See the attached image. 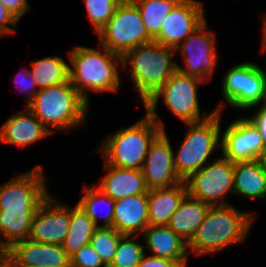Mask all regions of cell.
<instances>
[{"label": "cell", "mask_w": 266, "mask_h": 267, "mask_svg": "<svg viewBox=\"0 0 266 267\" xmlns=\"http://www.w3.org/2000/svg\"><path fill=\"white\" fill-rule=\"evenodd\" d=\"M166 131H162L151 143L141 169L149 190L168 188L182 182L174 167V150Z\"/></svg>", "instance_id": "cell-14"}, {"label": "cell", "mask_w": 266, "mask_h": 267, "mask_svg": "<svg viewBox=\"0 0 266 267\" xmlns=\"http://www.w3.org/2000/svg\"><path fill=\"white\" fill-rule=\"evenodd\" d=\"M210 207V204L187 194L171 216L168 226L188 243L203 222Z\"/></svg>", "instance_id": "cell-23"}, {"label": "cell", "mask_w": 266, "mask_h": 267, "mask_svg": "<svg viewBox=\"0 0 266 267\" xmlns=\"http://www.w3.org/2000/svg\"><path fill=\"white\" fill-rule=\"evenodd\" d=\"M137 267H181L177 262L164 258L146 256L142 258Z\"/></svg>", "instance_id": "cell-39"}, {"label": "cell", "mask_w": 266, "mask_h": 267, "mask_svg": "<svg viewBox=\"0 0 266 267\" xmlns=\"http://www.w3.org/2000/svg\"><path fill=\"white\" fill-rule=\"evenodd\" d=\"M0 267H22V266L19 265L10 255H8L1 263Z\"/></svg>", "instance_id": "cell-40"}, {"label": "cell", "mask_w": 266, "mask_h": 267, "mask_svg": "<svg viewBox=\"0 0 266 267\" xmlns=\"http://www.w3.org/2000/svg\"><path fill=\"white\" fill-rule=\"evenodd\" d=\"M221 133L222 156L231 162L259 159L265 148L259 129L248 117L235 119Z\"/></svg>", "instance_id": "cell-12"}, {"label": "cell", "mask_w": 266, "mask_h": 267, "mask_svg": "<svg viewBox=\"0 0 266 267\" xmlns=\"http://www.w3.org/2000/svg\"><path fill=\"white\" fill-rule=\"evenodd\" d=\"M49 135V130L26 107L5 120L0 128V143L24 149Z\"/></svg>", "instance_id": "cell-18"}, {"label": "cell", "mask_w": 266, "mask_h": 267, "mask_svg": "<svg viewBox=\"0 0 266 267\" xmlns=\"http://www.w3.org/2000/svg\"><path fill=\"white\" fill-rule=\"evenodd\" d=\"M139 8L142 21L149 35L154 39L172 8L180 0H132Z\"/></svg>", "instance_id": "cell-28"}, {"label": "cell", "mask_w": 266, "mask_h": 267, "mask_svg": "<svg viewBox=\"0 0 266 267\" xmlns=\"http://www.w3.org/2000/svg\"><path fill=\"white\" fill-rule=\"evenodd\" d=\"M234 194L245 199H266V170L260 160L234 163Z\"/></svg>", "instance_id": "cell-22"}, {"label": "cell", "mask_w": 266, "mask_h": 267, "mask_svg": "<svg viewBox=\"0 0 266 267\" xmlns=\"http://www.w3.org/2000/svg\"><path fill=\"white\" fill-rule=\"evenodd\" d=\"M122 234L113 227H97L90 239V244L101 257L104 265L112 263Z\"/></svg>", "instance_id": "cell-31"}, {"label": "cell", "mask_w": 266, "mask_h": 267, "mask_svg": "<svg viewBox=\"0 0 266 267\" xmlns=\"http://www.w3.org/2000/svg\"><path fill=\"white\" fill-rule=\"evenodd\" d=\"M19 76V77H18ZM16 77V85L20 92L25 93V107L34 99L39 89L34 81V78L30 72V69H22L19 75Z\"/></svg>", "instance_id": "cell-35"}, {"label": "cell", "mask_w": 266, "mask_h": 267, "mask_svg": "<svg viewBox=\"0 0 266 267\" xmlns=\"http://www.w3.org/2000/svg\"><path fill=\"white\" fill-rule=\"evenodd\" d=\"M18 22L19 20L0 2V34L3 37L15 34Z\"/></svg>", "instance_id": "cell-36"}, {"label": "cell", "mask_w": 266, "mask_h": 267, "mask_svg": "<svg viewBox=\"0 0 266 267\" xmlns=\"http://www.w3.org/2000/svg\"><path fill=\"white\" fill-rule=\"evenodd\" d=\"M99 48L76 46L68 56L72 66L69 68V80L82 98L90 105L88 92H118L120 86L121 56L112 53L99 44Z\"/></svg>", "instance_id": "cell-2"}, {"label": "cell", "mask_w": 266, "mask_h": 267, "mask_svg": "<svg viewBox=\"0 0 266 267\" xmlns=\"http://www.w3.org/2000/svg\"><path fill=\"white\" fill-rule=\"evenodd\" d=\"M43 176V166L37 165L6 181L0 186V209L37 210L50 194Z\"/></svg>", "instance_id": "cell-11"}, {"label": "cell", "mask_w": 266, "mask_h": 267, "mask_svg": "<svg viewBox=\"0 0 266 267\" xmlns=\"http://www.w3.org/2000/svg\"><path fill=\"white\" fill-rule=\"evenodd\" d=\"M256 212H242L235 206H211L187 247L194 256L216 254L235 243L244 242Z\"/></svg>", "instance_id": "cell-1"}, {"label": "cell", "mask_w": 266, "mask_h": 267, "mask_svg": "<svg viewBox=\"0 0 266 267\" xmlns=\"http://www.w3.org/2000/svg\"><path fill=\"white\" fill-rule=\"evenodd\" d=\"M207 20L196 28L175 51L183 56L185 66L180 67L177 63L179 73L198 77L205 82L212 79L216 64L219 63L217 53L216 34L208 30Z\"/></svg>", "instance_id": "cell-10"}, {"label": "cell", "mask_w": 266, "mask_h": 267, "mask_svg": "<svg viewBox=\"0 0 266 267\" xmlns=\"http://www.w3.org/2000/svg\"><path fill=\"white\" fill-rule=\"evenodd\" d=\"M252 116L248 117L259 129L266 147V103L259 105Z\"/></svg>", "instance_id": "cell-38"}, {"label": "cell", "mask_w": 266, "mask_h": 267, "mask_svg": "<svg viewBox=\"0 0 266 267\" xmlns=\"http://www.w3.org/2000/svg\"><path fill=\"white\" fill-rule=\"evenodd\" d=\"M204 5L197 0H180L162 23L154 41L175 49L204 21Z\"/></svg>", "instance_id": "cell-13"}, {"label": "cell", "mask_w": 266, "mask_h": 267, "mask_svg": "<svg viewBox=\"0 0 266 267\" xmlns=\"http://www.w3.org/2000/svg\"><path fill=\"white\" fill-rule=\"evenodd\" d=\"M103 167L106 174L99 184L94 185L113 200L148 193L142 170L119 168L105 163Z\"/></svg>", "instance_id": "cell-20"}, {"label": "cell", "mask_w": 266, "mask_h": 267, "mask_svg": "<svg viewBox=\"0 0 266 267\" xmlns=\"http://www.w3.org/2000/svg\"><path fill=\"white\" fill-rule=\"evenodd\" d=\"M185 183L187 194L192 198L211 206L228 205L224 199L234 194V162L220 156L192 174Z\"/></svg>", "instance_id": "cell-9"}, {"label": "cell", "mask_w": 266, "mask_h": 267, "mask_svg": "<svg viewBox=\"0 0 266 267\" xmlns=\"http://www.w3.org/2000/svg\"><path fill=\"white\" fill-rule=\"evenodd\" d=\"M69 224L70 206L56 202L49 194L34 214L29 239L62 245Z\"/></svg>", "instance_id": "cell-15"}, {"label": "cell", "mask_w": 266, "mask_h": 267, "mask_svg": "<svg viewBox=\"0 0 266 267\" xmlns=\"http://www.w3.org/2000/svg\"><path fill=\"white\" fill-rule=\"evenodd\" d=\"M207 83L204 80L190 75H185L176 71L170 79L144 104L147 112L165 131L164 122L158 117L156 112L159 99H163L164 105L182 122L196 123L212 116L215 109L209 115L200 111L198 100V85ZM203 113L201 115V113ZM204 115V116H203Z\"/></svg>", "instance_id": "cell-7"}, {"label": "cell", "mask_w": 266, "mask_h": 267, "mask_svg": "<svg viewBox=\"0 0 266 267\" xmlns=\"http://www.w3.org/2000/svg\"><path fill=\"white\" fill-rule=\"evenodd\" d=\"M186 195L185 181L168 188L150 189L148 191L149 225H168L171 216Z\"/></svg>", "instance_id": "cell-21"}, {"label": "cell", "mask_w": 266, "mask_h": 267, "mask_svg": "<svg viewBox=\"0 0 266 267\" xmlns=\"http://www.w3.org/2000/svg\"><path fill=\"white\" fill-rule=\"evenodd\" d=\"M263 18H264V22H263V29H262V48H261V50H262V52H264V51H266V15H265V17L263 16Z\"/></svg>", "instance_id": "cell-41"}, {"label": "cell", "mask_w": 266, "mask_h": 267, "mask_svg": "<svg viewBox=\"0 0 266 267\" xmlns=\"http://www.w3.org/2000/svg\"><path fill=\"white\" fill-rule=\"evenodd\" d=\"M8 255L9 249L0 244V265Z\"/></svg>", "instance_id": "cell-42"}, {"label": "cell", "mask_w": 266, "mask_h": 267, "mask_svg": "<svg viewBox=\"0 0 266 267\" xmlns=\"http://www.w3.org/2000/svg\"><path fill=\"white\" fill-rule=\"evenodd\" d=\"M32 267H48V266L36 265V266H32Z\"/></svg>", "instance_id": "cell-44"}, {"label": "cell", "mask_w": 266, "mask_h": 267, "mask_svg": "<svg viewBox=\"0 0 266 267\" xmlns=\"http://www.w3.org/2000/svg\"><path fill=\"white\" fill-rule=\"evenodd\" d=\"M144 248L150 256L173 260L181 267H187V242L177 235L168 225H148L142 233Z\"/></svg>", "instance_id": "cell-17"}, {"label": "cell", "mask_w": 266, "mask_h": 267, "mask_svg": "<svg viewBox=\"0 0 266 267\" xmlns=\"http://www.w3.org/2000/svg\"><path fill=\"white\" fill-rule=\"evenodd\" d=\"M36 210L0 209V244L11 248L15 243L29 239Z\"/></svg>", "instance_id": "cell-24"}, {"label": "cell", "mask_w": 266, "mask_h": 267, "mask_svg": "<svg viewBox=\"0 0 266 267\" xmlns=\"http://www.w3.org/2000/svg\"><path fill=\"white\" fill-rule=\"evenodd\" d=\"M266 99V69L253 62H246L244 84V110L257 107Z\"/></svg>", "instance_id": "cell-30"}, {"label": "cell", "mask_w": 266, "mask_h": 267, "mask_svg": "<svg viewBox=\"0 0 266 267\" xmlns=\"http://www.w3.org/2000/svg\"><path fill=\"white\" fill-rule=\"evenodd\" d=\"M175 49L155 41L139 45L121 57V69L130 66L133 90L139 93L145 104L177 71ZM128 63V64H127Z\"/></svg>", "instance_id": "cell-4"}, {"label": "cell", "mask_w": 266, "mask_h": 267, "mask_svg": "<svg viewBox=\"0 0 266 267\" xmlns=\"http://www.w3.org/2000/svg\"><path fill=\"white\" fill-rule=\"evenodd\" d=\"M96 36L98 44L121 57L139 45L154 41L146 30L139 8L132 0H122Z\"/></svg>", "instance_id": "cell-8"}, {"label": "cell", "mask_w": 266, "mask_h": 267, "mask_svg": "<svg viewBox=\"0 0 266 267\" xmlns=\"http://www.w3.org/2000/svg\"><path fill=\"white\" fill-rule=\"evenodd\" d=\"M83 196L77 204L93 220L97 227H112L114 219L115 200L103 193L95 185L83 186ZM105 208L103 211H100ZM101 208V209H100ZM103 218V224L99 225L98 220Z\"/></svg>", "instance_id": "cell-26"}, {"label": "cell", "mask_w": 266, "mask_h": 267, "mask_svg": "<svg viewBox=\"0 0 266 267\" xmlns=\"http://www.w3.org/2000/svg\"><path fill=\"white\" fill-rule=\"evenodd\" d=\"M9 255L22 267H71L70 256L59 244L27 239L9 248Z\"/></svg>", "instance_id": "cell-16"}, {"label": "cell", "mask_w": 266, "mask_h": 267, "mask_svg": "<svg viewBox=\"0 0 266 267\" xmlns=\"http://www.w3.org/2000/svg\"><path fill=\"white\" fill-rule=\"evenodd\" d=\"M30 64V72L38 89L59 85L69 80V64L63 57L46 56Z\"/></svg>", "instance_id": "cell-27"}, {"label": "cell", "mask_w": 266, "mask_h": 267, "mask_svg": "<svg viewBox=\"0 0 266 267\" xmlns=\"http://www.w3.org/2000/svg\"><path fill=\"white\" fill-rule=\"evenodd\" d=\"M96 228L93 220L77 203L75 206H71L70 224L62 244L63 249L71 257L81 247L90 243Z\"/></svg>", "instance_id": "cell-25"}, {"label": "cell", "mask_w": 266, "mask_h": 267, "mask_svg": "<svg viewBox=\"0 0 266 267\" xmlns=\"http://www.w3.org/2000/svg\"><path fill=\"white\" fill-rule=\"evenodd\" d=\"M131 126L109 135L97 148L107 165L141 170L153 140L163 131L147 113Z\"/></svg>", "instance_id": "cell-5"}, {"label": "cell", "mask_w": 266, "mask_h": 267, "mask_svg": "<svg viewBox=\"0 0 266 267\" xmlns=\"http://www.w3.org/2000/svg\"><path fill=\"white\" fill-rule=\"evenodd\" d=\"M122 235L114 259L109 267H137L145 255L144 244Z\"/></svg>", "instance_id": "cell-32"}, {"label": "cell", "mask_w": 266, "mask_h": 267, "mask_svg": "<svg viewBox=\"0 0 266 267\" xmlns=\"http://www.w3.org/2000/svg\"><path fill=\"white\" fill-rule=\"evenodd\" d=\"M89 106L68 80L59 85L39 89L26 107L53 133L54 130L64 132L78 129L77 127L87 120Z\"/></svg>", "instance_id": "cell-3"}, {"label": "cell", "mask_w": 266, "mask_h": 267, "mask_svg": "<svg viewBox=\"0 0 266 267\" xmlns=\"http://www.w3.org/2000/svg\"><path fill=\"white\" fill-rule=\"evenodd\" d=\"M260 163L261 165L264 167V169L266 170V147L264 148V150L262 151L260 157H259Z\"/></svg>", "instance_id": "cell-43"}, {"label": "cell", "mask_w": 266, "mask_h": 267, "mask_svg": "<svg viewBox=\"0 0 266 267\" xmlns=\"http://www.w3.org/2000/svg\"><path fill=\"white\" fill-rule=\"evenodd\" d=\"M71 267H106L91 244L84 245L70 257Z\"/></svg>", "instance_id": "cell-34"}, {"label": "cell", "mask_w": 266, "mask_h": 267, "mask_svg": "<svg viewBox=\"0 0 266 267\" xmlns=\"http://www.w3.org/2000/svg\"><path fill=\"white\" fill-rule=\"evenodd\" d=\"M225 105L220 104L217 111L209 118L186 123L188 130L177 153H173L174 167L178 177L186 181L192 174L199 171L209 161V157L217 146H221V114Z\"/></svg>", "instance_id": "cell-6"}, {"label": "cell", "mask_w": 266, "mask_h": 267, "mask_svg": "<svg viewBox=\"0 0 266 267\" xmlns=\"http://www.w3.org/2000/svg\"><path fill=\"white\" fill-rule=\"evenodd\" d=\"M246 78V62L230 68L221 83L223 102L225 105L244 110V84Z\"/></svg>", "instance_id": "cell-29"}, {"label": "cell", "mask_w": 266, "mask_h": 267, "mask_svg": "<svg viewBox=\"0 0 266 267\" xmlns=\"http://www.w3.org/2000/svg\"><path fill=\"white\" fill-rule=\"evenodd\" d=\"M149 225L148 193L128 196L115 200L112 227L122 235H132L134 239L142 235Z\"/></svg>", "instance_id": "cell-19"}, {"label": "cell", "mask_w": 266, "mask_h": 267, "mask_svg": "<svg viewBox=\"0 0 266 267\" xmlns=\"http://www.w3.org/2000/svg\"><path fill=\"white\" fill-rule=\"evenodd\" d=\"M0 2L20 21L31 10L28 0H0Z\"/></svg>", "instance_id": "cell-37"}, {"label": "cell", "mask_w": 266, "mask_h": 267, "mask_svg": "<svg viewBox=\"0 0 266 267\" xmlns=\"http://www.w3.org/2000/svg\"><path fill=\"white\" fill-rule=\"evenodd\" d=\"M122 0H84L88 20L96 35L111 19Z\"/></svg>", "instance_id": "cell-33"}]
</instances>
